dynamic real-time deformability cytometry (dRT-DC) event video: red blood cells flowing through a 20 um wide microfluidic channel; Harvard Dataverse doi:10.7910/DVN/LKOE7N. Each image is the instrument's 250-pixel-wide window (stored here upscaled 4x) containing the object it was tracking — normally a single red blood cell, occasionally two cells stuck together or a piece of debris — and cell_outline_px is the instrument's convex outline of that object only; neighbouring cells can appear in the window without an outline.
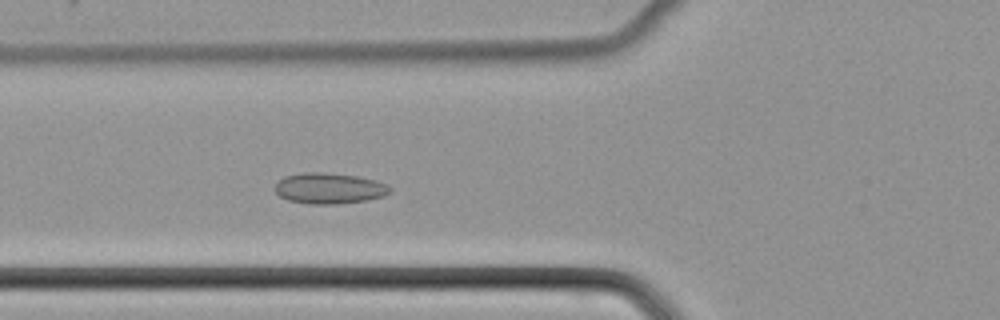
{"species": "common noctule bat (a hibernating species)", "species_latin": "Nyctalus noctula", "temperature_condition": "cold", "stored_images_in_passage": 47, "camera_frame_rate_fps": 3000, "um_per_image_px": 0.085, "animal": {"sex": "female", "body_mass_g": 22.7, "forearm_length_mm": 54.2}, "frame": {"image": 1, "passage_image": 15, "time_ms": 4.667, "image_size_px": [1000, 320], "cell_outline_px": [[392, 192], [384, 196], [368, 200], [336, 204], [308, 204], [288, 200], [280, 196], [272, 188], [284, 176], [304, 172], [324, 172], [356, 176], [376, 180], [388, 184], [392, 188]], "centroid_in_image_um": [28.01, 16.01], "position_along_channel_um": 97.8, "area_um2": 20.92}}
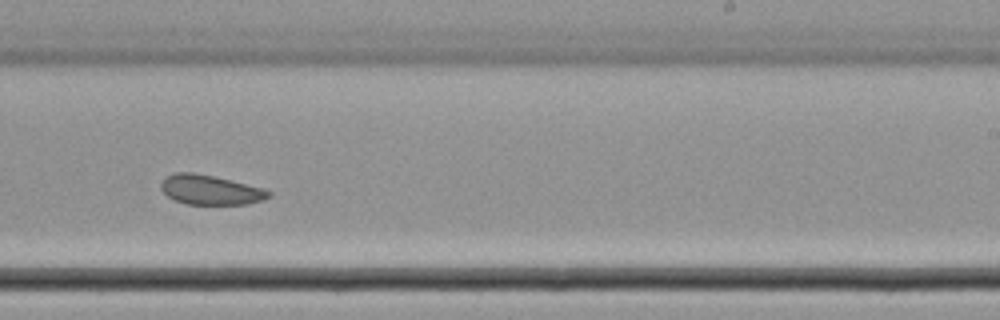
{"frame": {"image": 2, "passage_image": 28, "time_ms": 9.0, "image_size_px": [1000, 320], "cell_outline_px": [[272, 196], [264, 200], [248, 204], [188, 204], [176, 200], [168, 196], [160, 188], [160, 184], [164, 176], [172, 172], [192, 172], [212, 176], [264, 188], [272, 192]], "centroid_in_image_um": [17.88, 16.13], "position_along_channel_um": 271.1, "area_um2": 18.67}}
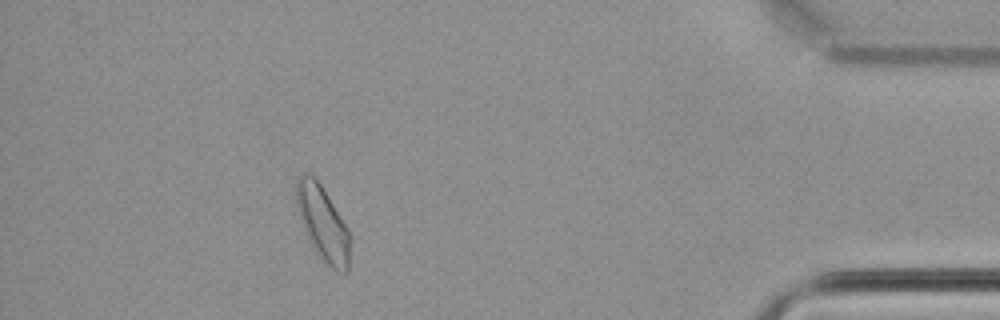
{"frame": {"image": 3, "passage_image": 42, "time_ms": 13.667, "image_size_px": [1000, 320], "cell_outline_px": [[348, 272], [344, 276], [336, 272], [316, 252], [300, 220], [296, 204], [296, 180], [300, 172], [308, 172], [320, 184], [348, 228]], "centroid_in_image_um": [27.41, 18.96], "position_along_channel_um": 407.8, "area_um2": 22.89}}